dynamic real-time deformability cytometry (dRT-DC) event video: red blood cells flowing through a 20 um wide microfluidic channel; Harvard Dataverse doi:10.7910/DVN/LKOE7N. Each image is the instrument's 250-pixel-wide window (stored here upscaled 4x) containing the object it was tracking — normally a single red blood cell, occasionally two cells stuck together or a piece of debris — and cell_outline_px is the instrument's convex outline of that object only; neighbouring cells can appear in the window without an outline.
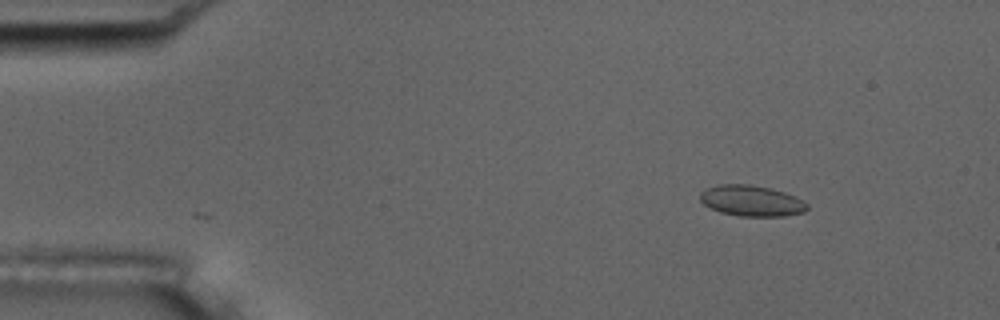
{"species": "common noctule bat (a hibernating species)", "species_latin": "Nyctalus noctula", "temperature_condition": "room temperature", "stored_images_in_passage": 9, "camera_frame_rate_fps": 3000, "um_per_image_px": 0.085, "animal": {"sex": "male", "body_mass_g": 17.5, "forearm_length_mm": 52.3}, "frame": {"image": 1, "passage_image": 1, "time_ms": 0.0, "image_size_px": [1000, 320], "cell_outline_px": [[808, 208], [804, 212], [784, 216], [740, 216], [720, 212], [704, 204], [700, 200], [700, 192], [708, 188], [720, 184], [752, 184], [772, 188], [796, 196], [808, 204]], "centroid_in_image_um": [63.9, 17.06], "position_along_channel_um": 21.1, "area_um2": 19.31}}